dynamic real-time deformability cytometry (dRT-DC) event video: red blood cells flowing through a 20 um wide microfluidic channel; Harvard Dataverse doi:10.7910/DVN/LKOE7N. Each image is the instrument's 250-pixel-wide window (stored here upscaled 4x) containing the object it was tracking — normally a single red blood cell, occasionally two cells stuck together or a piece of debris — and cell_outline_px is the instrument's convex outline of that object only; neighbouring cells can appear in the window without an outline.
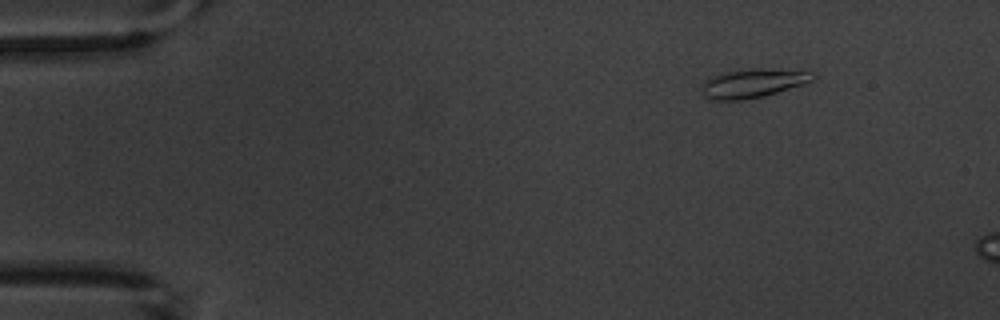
{"species": "common noctule bat (a hibernating species)", "species_latin": "Nyctalus noctula", "temperature_condition": "warm", "stored_images_in_passage": 3, "camera_frame_rate_fps": 3000, "um_per_image_px": 0.085, "animal": {"sex": "male", "body_mass_g": 20.1, "forearm_length_mm": 53.5}, "frame": {"image": 1, "passage_image": 1, "time_ms": 0.0, "image_size_px": [1000, 320], "cell_outline_px": [[816, 76], [812, 80], [804, 84], [764, 96], [740, 100], [712, 100], [704, 96], [704, 84], [708, 80], [724, 72], [756, 68], [760, 68], [812, 72]], "centroid_in_image_um": [64.05, 7.08], "position_along_channel_um": 21.0, "area_um2": 18.15}}